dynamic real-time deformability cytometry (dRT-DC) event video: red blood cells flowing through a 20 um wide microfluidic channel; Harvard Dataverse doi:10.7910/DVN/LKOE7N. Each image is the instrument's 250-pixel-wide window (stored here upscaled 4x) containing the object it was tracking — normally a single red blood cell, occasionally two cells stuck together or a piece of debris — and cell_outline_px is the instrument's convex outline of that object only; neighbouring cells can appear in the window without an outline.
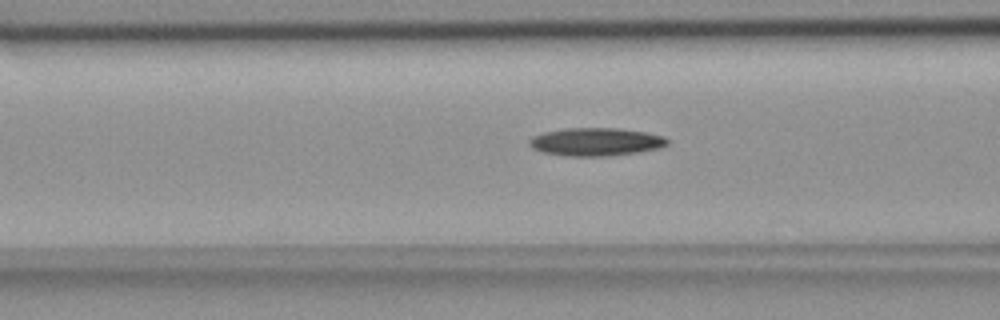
{"species": "common noctule bat (a hibernating species)", "species_latin": "Nyctalus noctula", "temperature_condition": "room temperature", "stored_images_in_passage": 47, "camera_frame_rate_fps": 3000, "um_per_image_px": 0.085, "animal": {"sex": "female", "body_mass_g": 18.4}, "frame": {"image": 1, "passage_image": 13, "time_ms": 4.0, "image_size_px": [1000, 320], "cell_outline_px": [[668, 144], [660, 148], [636, 152], [608, 156], [568, 156], [544, 152], [532, 148], [528, 144], [528, 140], [532, 136], [544, 132], [564, 128], [616, 128], [644, 132], [664, 136], [668, 140]], "centroid_in_image_um": [50.62, 12.05], "position_along_channel_um": 116.0, "area_um2": 22.48}}
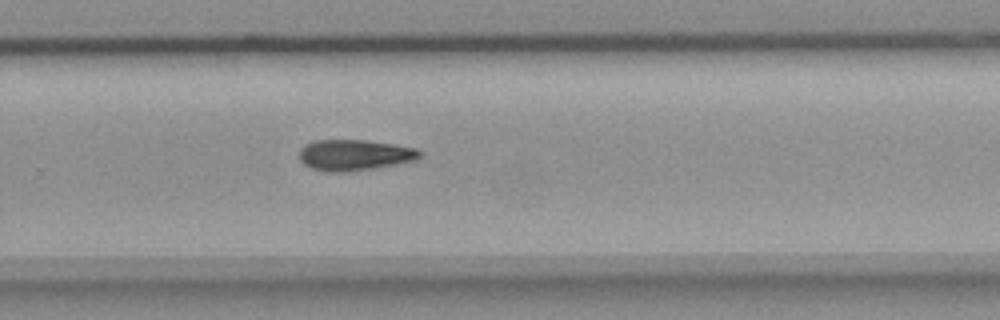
{"frame": {"image": 2, "passage_image": 28, "time_ms": 9.0, "image_size_px": [1000, 320], "cell_outline_px": [[420, 156], [416, 160], [396, 164], [348, 172], [328, 172], [312, 168], [304, 164], [300, 160], [300, 148], [304, 144], [316, 140], [364, 140], [392, 144], [416, 148], [420, 152]], "centroid_in_image_um": [30.1, 13.17], "position_along_channel_um": 299.7, "area_um2": 21.56}}
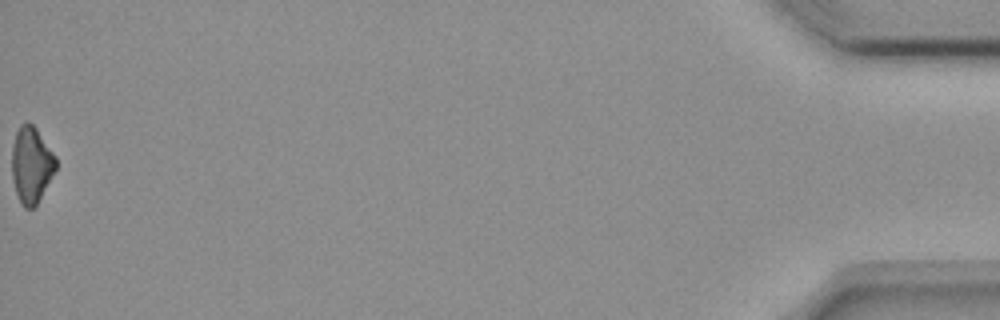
{"frame": {"image": 3, "passage_image": 47, "time_ms": 15.333, "image_size_px": [1000, 320], "cell_outline_px": [[56, 168], [36, 204], [32, 208], [24, 208], [16, 192], [12, 176], [12, 144], [16, 132], [20, 124], [32, 124], [36, 128], [56, 156]], "centroid_in_image_um": [2.65, 13.98], "position_along_channel_um": 432.5, "area_um2": 19.13}, "authors_computed_cell_mechanics": {"area_um2": 21.3282, "velocity_mm_per_s": 3.6887, "shape_relaxation_time_tau1_ms": 4.9687, "shape_relaxation_time_tau2_ms": null, "deformation_change_tau1": 0.1363, "deformation_change_tau2": null}}